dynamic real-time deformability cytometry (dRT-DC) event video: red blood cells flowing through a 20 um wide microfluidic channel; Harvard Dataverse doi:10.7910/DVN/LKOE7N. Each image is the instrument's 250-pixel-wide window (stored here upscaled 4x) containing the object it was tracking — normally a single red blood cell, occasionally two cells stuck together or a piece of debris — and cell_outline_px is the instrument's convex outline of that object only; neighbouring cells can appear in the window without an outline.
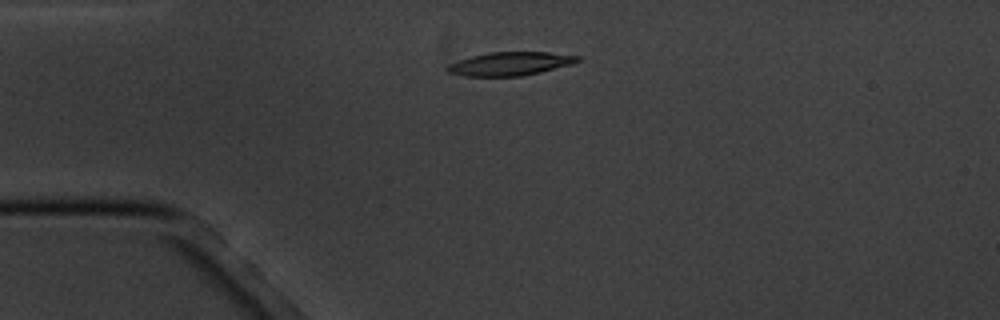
{"species": "common noctule bat (a hibernating species)", "species_latin": "Nyctalus noctula", "temperature_condition": "cold", "stored_images_in_passage": 6, "camera_frame_rate_fps": 3000, "um_per_image_px": 0.085, "animal": {"sex": "male", "body_mass_g": 20.1, "forearm_length_mm": 53.5}, "frame": {"image": 1, "passage_image": 6, "time_ms": 6.0, "image_size_px": [1000, 320], "cell_outline_px": [[580, 60], [572, 64], [540, 72], [520, 76], [464, 76], [448, 72], [444, 68], [448, 64], [472, 56], [488, 52], [548, 52], [580, 56]], "centroid_in_image_um": [43.35, 5.41], "position_along_channel_um": 41.7, "area_um2": 17.74}}